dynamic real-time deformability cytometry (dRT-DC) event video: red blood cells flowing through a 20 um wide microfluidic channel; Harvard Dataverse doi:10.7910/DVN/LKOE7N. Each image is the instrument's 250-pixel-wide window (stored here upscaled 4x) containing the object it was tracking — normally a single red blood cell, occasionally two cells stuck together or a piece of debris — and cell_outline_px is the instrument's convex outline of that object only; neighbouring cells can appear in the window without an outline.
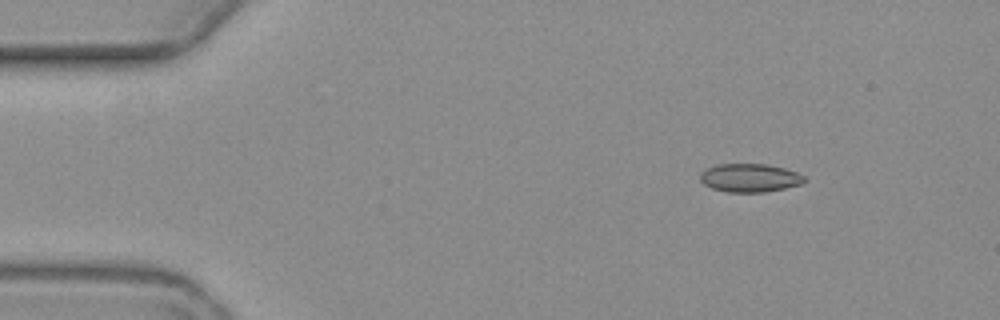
{"species": "common noctule bat (a hibernating species)", "species_latin": "Nyctalus noctula", "temperature_condition": "warm", "stored_images_in_passage": 4, "camera_frame_rate_fps": 3000, "um_per_image_px": 0.085, "animal": {"sex": "female", "body_mass_g": 19.3, "forearm_length_mm": 54.1}, "frame": {"image": 1, "passage_image": 1, "time_ms": 0.0, "image_size_px": [1000, 320], "cell_outline_px": [[808, 180], [800, 184], [784, 188], [764, 192], [728, 192], [712, 188], [704, 184], [700, 180], [700, 172], [716, 164], [768, 164], [784, 168], [796, 172], [804, 176]], "centroid_in_image_um": [63.73, 15.11], "position_along_channel_um": 21.3, "area_um2": 17.22}}